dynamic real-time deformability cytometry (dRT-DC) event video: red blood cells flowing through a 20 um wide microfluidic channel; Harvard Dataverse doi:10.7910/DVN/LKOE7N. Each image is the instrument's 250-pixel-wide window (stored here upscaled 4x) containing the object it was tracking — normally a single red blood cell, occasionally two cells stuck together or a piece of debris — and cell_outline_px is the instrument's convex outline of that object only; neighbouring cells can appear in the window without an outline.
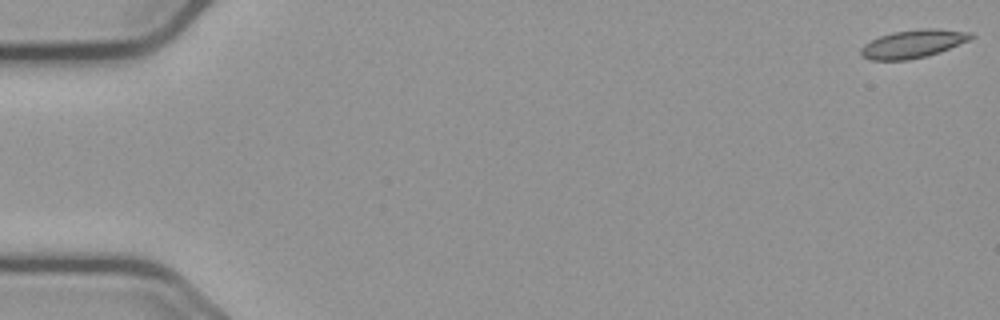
{"species": "common noctule bat (a hibernating species)", "species_latin": "Nyctalus noctula", "temperature_condition": "cold", "stored_images_in_passage": 57, "camera_frame_rate_fps": 3000, "um_per_image_px": 0.085, "animal": {"sex": "male", "body_mass_g": 23.1, "forearm_length_mm": 52.7}, "frame": {"image": 1, "passage_image": 1, "time_ms": 0.0, "image_size_px": [1000, 320], "cell_outline_px": [[976, 36], [968, 40], [940, 52], [928, 56], [908, 60], [872, 60], [860, 56], [860, 48], [864, 44], [880, 36], [892, 32], [920, 28], [940, 28], [972, 32]], "centroid_in_image_um": [77.62, 3.72], "position_along_channel_um": 7.4, "area_um2": 18.26}}
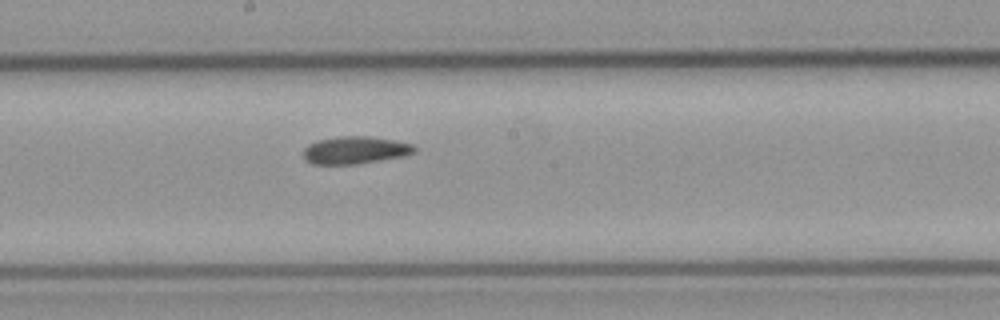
{"frame": {"image": 2, "passage_image": 31, "time_ms": 10.0, "image_size_px": [1000, 320], "cell_outline_px": [[416, 152], [404, 156], [356, 164], [312, 164], [304, 160], [304, 148], [308, 144], [316, 140], [340, 136], [368, 136], [396, 140], [412, 144], [416, 148]], "centroid_in_image_um": [30.18, 12.76], "position_along_channel_um": 218.0, "area_um2": 17.92}}
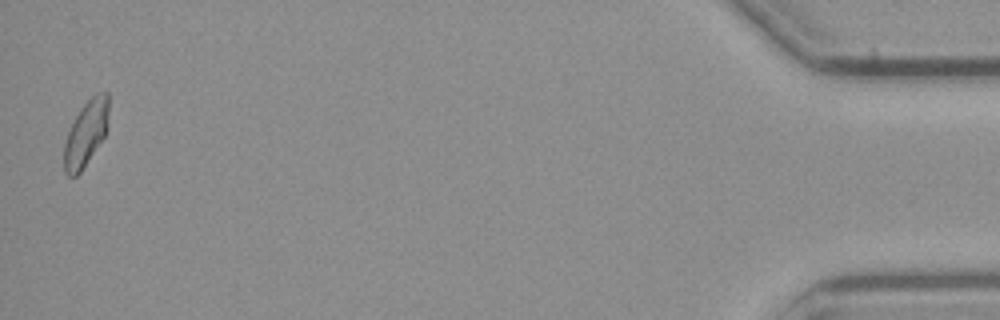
{"frame": {"image": 3, "passage_image": 56, "time_ms": 18.333, "image_size_px": [1000, 320], "cell_outline_px": [[108, 128], [104, 136], [80, 172], [76, 176], [68, 176], [64, 172], [64, 144], [68, 132], [80, 108], [96, 92], [108, 92]], "centroid_in_image_um": [7.31, 11.32], "position_along_channel_um": 427.9, "area_um2": 16.82}, "authors_computed_cell_mechanics": {"area_um2": 17.6868, "velocity_mm_per_s": 3.6687, "shape_relaxation_time_tau1_ms": null, "shape_relaxation_time_tau2_ms": 9.0521, "deformation_change_tau1": null, "deformation_change_tau2": 0.1368}}